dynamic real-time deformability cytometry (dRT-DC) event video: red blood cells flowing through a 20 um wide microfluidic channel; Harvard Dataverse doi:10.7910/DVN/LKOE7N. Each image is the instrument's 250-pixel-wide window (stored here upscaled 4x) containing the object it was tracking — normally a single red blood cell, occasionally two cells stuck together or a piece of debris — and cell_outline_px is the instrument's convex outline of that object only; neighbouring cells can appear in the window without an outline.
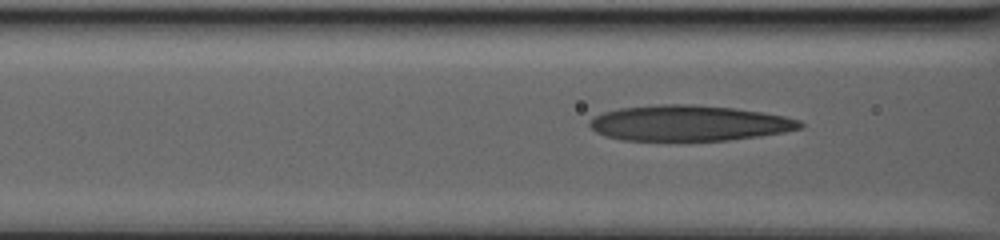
{"species": "human", "species_latin": "Homo sapiens", "temperature_condition": "warm", "stored_images_in_passage": 46, "camera_frame_rate_fps": 3000, "um_per_image_px": 0.085, "donor": {"sex": "male"}, "frame": {"image": 1, "passage_image": 20, "time_ms": 5.0, "image_size_px": [1000, 240], "cell_outline_px": [[804, 124], [800, 128], [784, 132], [760, 136], [728, 140], [620, 140], [604, 136], [596, 132], [588, 124], [588, 120], [604, 112], [620, 108], [660, 104], [692, 104], [732, 108], [760, 112], [784, 116], [800, 120]], "centroid_in_image_um": [58.54, 10.47], "position_along_channel_um": 108.1, "area_um2": 43.52}}
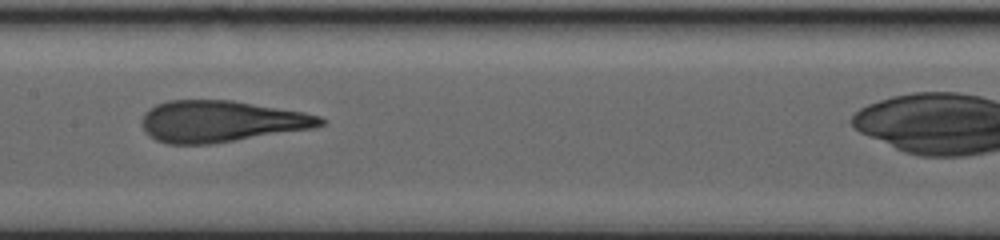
{"frame": {"image": 2, "passage_image": 31, "time_ms": 8.333, "image_size_px": [1000, 240], "cell_outline_px": [[328, 120], [324, 124], [312, 128], [212, 144], [168, 144], [156, 140], [148, 136], [144, 128], [144, 112], [156, 104], [168, 100], [232, 100], [304, 112], [320, 116]], "centroid_in_image_um": [18.8, 10.31], "position_along_channel_um": 188.6, "area_um2": 43.0}}
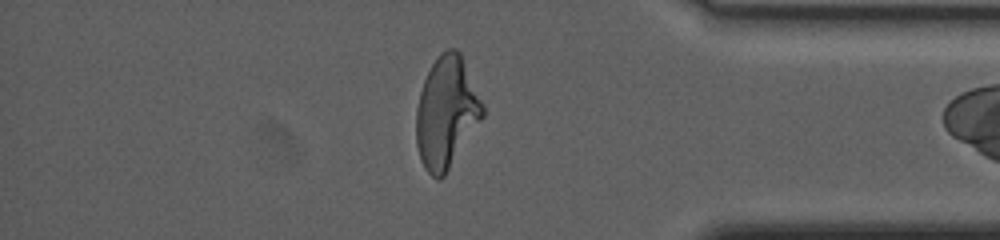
{"frame": {"image": 3, "passage_image": 45, "time_ms": 17.667, "image_size_px": [1000, 240], "cell_outline_px": [[484, 116], [444, 176], [440, 180], [436, 180], [424, 168], [420, 160], [416, 144], [416, 108], [420, 92], [424, 80], [432, 64], [440, 52], [448, 48], [456, 48], [460, 52], [484, 104]], "centroid_in_image_um": [37.94, 9.56], "position_along_channel_um": 397.3, "area_um2": 43.23}}